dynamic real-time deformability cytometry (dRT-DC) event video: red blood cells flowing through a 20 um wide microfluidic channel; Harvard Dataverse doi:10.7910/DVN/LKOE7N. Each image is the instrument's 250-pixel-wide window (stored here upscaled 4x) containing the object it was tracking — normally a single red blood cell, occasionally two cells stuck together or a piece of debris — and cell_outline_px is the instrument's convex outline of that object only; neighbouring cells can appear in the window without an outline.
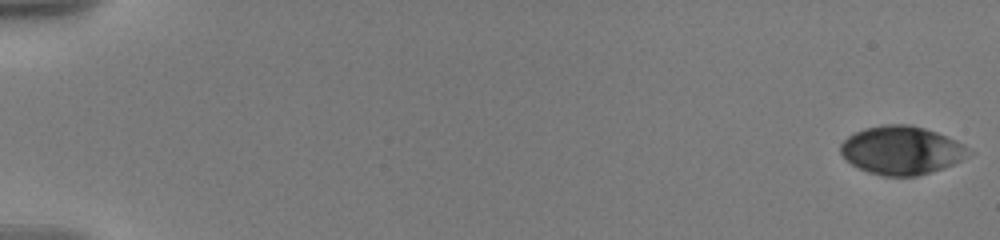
{"species": "human", "species_latin": "Homo sapiens", "temperature_condition": "warm", "stored_images_in_passage": 17, "camera_frame_rate_fps": 3000, "um_per_image_px": 0.085, "donor": {"sex": "male"}, "frame": {"image": 1, "passage_image": 1, "time_ms": 0.0, "image_size_px": [1000, 240], "cell_outline_px": [[976, 152], [972, 156], [944, 168], [932, 172], [916, 176], [884, 176], [868, 172], [852, 164], [840, 152], [840, 144], [848, 136], [864, 128], [888, 124], [908, 124], [924, 128], [936, 132], [956, 140], [964, 144]], "centroid_in_image_um": [76.71, 12.78], "position_along_channel_um": 8.3, "area_um2": 36.36}}
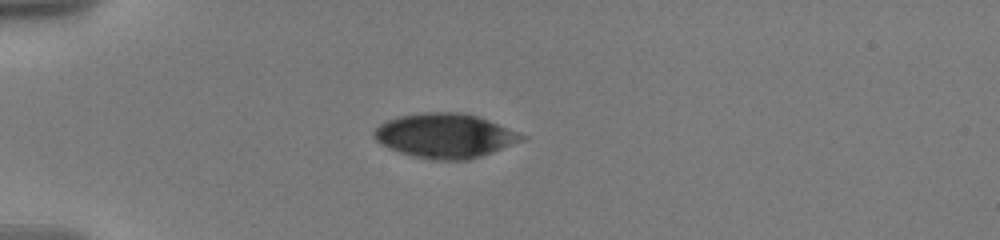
{"frame": {"image": 2, "passage_image": 15, "time_ms": 5.333, "image_size_px": [1000, 240], "cell_outline_px": [[528, 140], [468, 160], [432, 160], [412, 156], [388, 148], [380, 144], [372, 136], [372, 132], [380, 124], [388, 120], [400, 116], [424, 112], [460, 112], [476, 116], [488, 120], [520, 132], [528, 136]], "centroid_in_image_um": [37.86, 11.54], "position_along_channel_um": 47.1, "area_um2": 38.49}}